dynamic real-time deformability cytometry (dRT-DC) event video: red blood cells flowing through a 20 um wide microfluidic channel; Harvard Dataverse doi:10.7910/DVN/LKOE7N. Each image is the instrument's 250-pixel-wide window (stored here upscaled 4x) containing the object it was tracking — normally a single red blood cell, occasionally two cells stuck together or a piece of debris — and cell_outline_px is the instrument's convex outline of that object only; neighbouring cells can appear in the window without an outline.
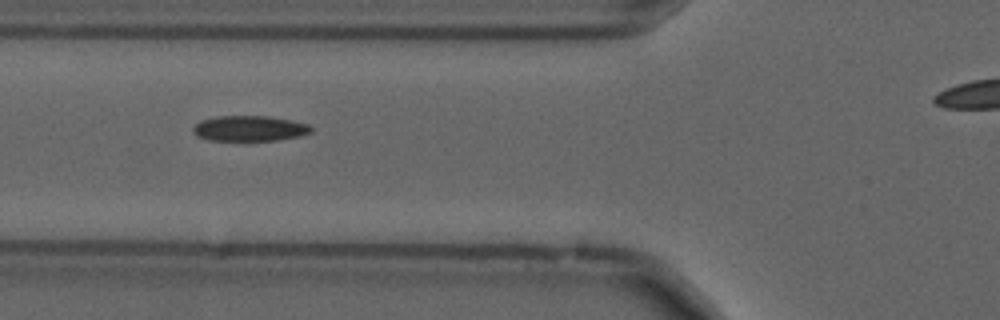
{"species": "common noctule bat (a hibernating species)", "species_latin": "Nyctalus noctula", "temperature_condition": "cold", "stored_images_in_passage": 37, "camera_frame_rate_fps": 3000, "um_per_image_px": 0.085, "animal": {"sex": "male", "forearm_length_mm": 52.5}, "frame": {"image": 1, "passage_image": 9, "time_ms": 2.667, "image_size_px": [1000, 320], "cell_outline_px": [[312, 132], [296, 136], [276, 140], [208, 140], [196, 136], [192, 132], [192, 128], [200, 120], [216, 116], [272, 116], [292, 120], [308, 124], [312, 128]], "centroid_in_image_um": [21.17, 10.9], "position_along_channel_um": 104.6, "area_um2": 17.51}}
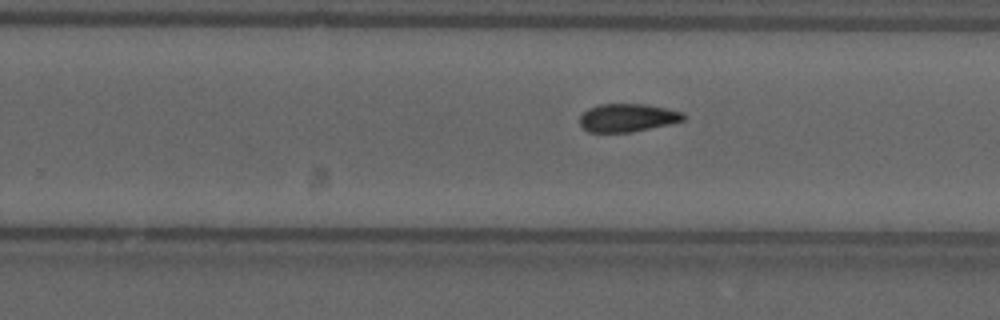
{"frame": {"image": 2, "passage_image": 23, "time_ms": 7.333, "image_size_px": [1000, 320], "cell_outline_px": [[684, 120], [672, 124], [628, 132], [588, 132], [580, 124], [580, 116], [588, 108], [600, 104], [644, 104], [664, 108], [680, 112], [684, 116]], "centroid_in_image_um": [53.31, 10.01], "position_along_channel_um": 276.5, "area_um2": 16.76}}
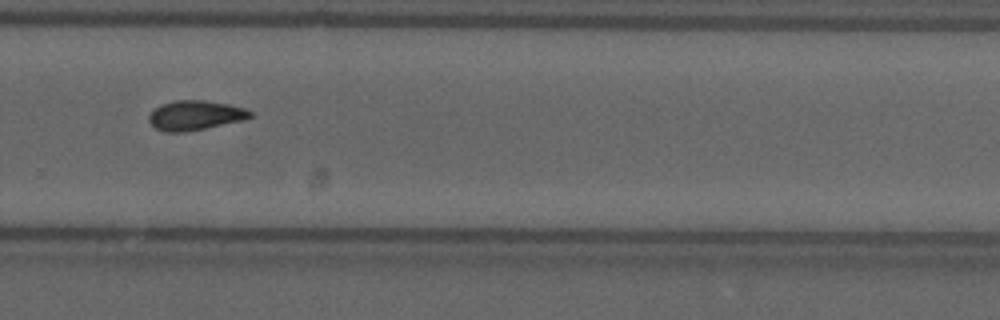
{"frame": {"image": 3, "passage_image": 26, "time_ms": 8.333, "image_size_px": [1000, 320], "cell_outline_px": [[252, 116], [244, 120], [184, 132], [164, 132], [156, 128], [148, 120], [148, 116], [160, 104], [176, 100], [204, 100], [228, 104], [244, 108], [252, 112]], "centroid_in_image_um": [16.58, 9.8], "position_along_channel_um": 313.2, "area_um2": 17.34}}